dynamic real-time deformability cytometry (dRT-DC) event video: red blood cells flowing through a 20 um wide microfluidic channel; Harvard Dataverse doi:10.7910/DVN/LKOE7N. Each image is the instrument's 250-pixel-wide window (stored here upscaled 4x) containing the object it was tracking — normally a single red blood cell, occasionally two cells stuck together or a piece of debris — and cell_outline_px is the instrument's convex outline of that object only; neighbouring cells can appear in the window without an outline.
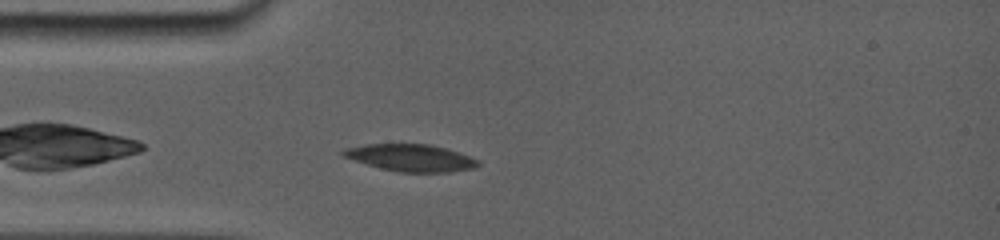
{"species": "common noctule bat (a hibernating species)", "species_latin": "Nyctalus noctula", "temperature_condition": "room temperature", "stored_images_in_passage": 24, "camera_frame_rate_fps": 5000, "um_per_image_px": 0.085, "animal": {"sex": "female", "body_mass_g": 19.0, "forearm_length_mm": 56.7}, "frame": {"image": 1, "passage_image": 2, "time_ms": 0.8, "image_size_px": [1000, 240], "cell_outline_px": [[480, 164], [476, 168], [448, 172], [400, 172], [380, 168], [344, 156], [340, 152], [348, 148], [368, 144], [424, 144], [444, 148], [468, 156], [476, 160]], "centroid_in_image_um": [34.93, 13.42], "position_along_channel_um": 50.1, "area_um2": 20.69}}
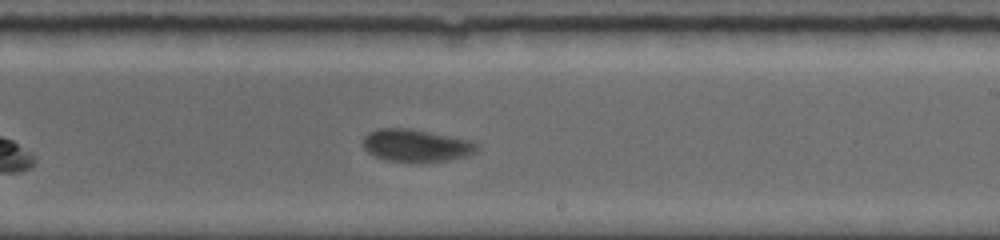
{"frame": {"image": 2, "passage_image": 12, "time_ms": 6.4, "image_size_px": [1000, 240], "cell_outline_px": [[476, 152], [468, 156], [448, 160], [384, 160], [368, 152], [364, 148], [364, 136], [368, 132], [380, 128], [412, 128], [472, 140], [476, 144]], "centroid_in_image_um": [35.38, 12.33], "position_along_channel_um": 253.6, "area_um2": 21.15}}
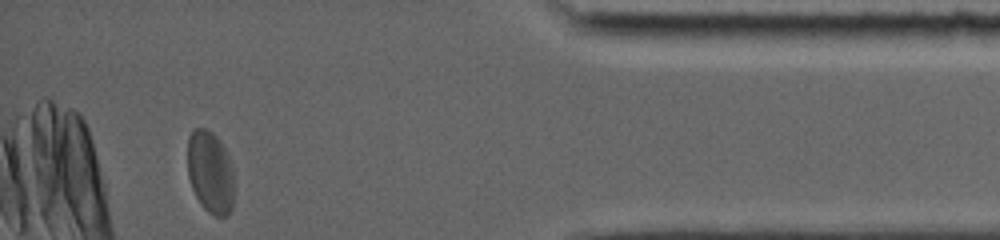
{"frame": {"image": 3, "passage_image": 24, "time_ms": 11.6, "image_size_px": [1000, 240], "cell_outline_px": [[232, 208], [228, 216], [216, 216], [208, 212], [200, 204], [192, 188], [188, 176], [188, 136], [196, 128], [204, 128], [212, 132], [220, 140], [228, 156], [232, 168]], "centroid_in_image_um": [17.86, 14.64], "position_along_channel_um": 417.3, "area_um2": 22.2}, "authors_computed_cell_mechanics": {"area_um2": 22.253, "velocity_mm_per_s": 3.7482, "shape_relaxation_time_tau1_ms": 5.6488, "shape_relaxation_time_tau2_ms": null, "deformation_change_tau1": 0.1394, "deformation_change_tau2": null}}